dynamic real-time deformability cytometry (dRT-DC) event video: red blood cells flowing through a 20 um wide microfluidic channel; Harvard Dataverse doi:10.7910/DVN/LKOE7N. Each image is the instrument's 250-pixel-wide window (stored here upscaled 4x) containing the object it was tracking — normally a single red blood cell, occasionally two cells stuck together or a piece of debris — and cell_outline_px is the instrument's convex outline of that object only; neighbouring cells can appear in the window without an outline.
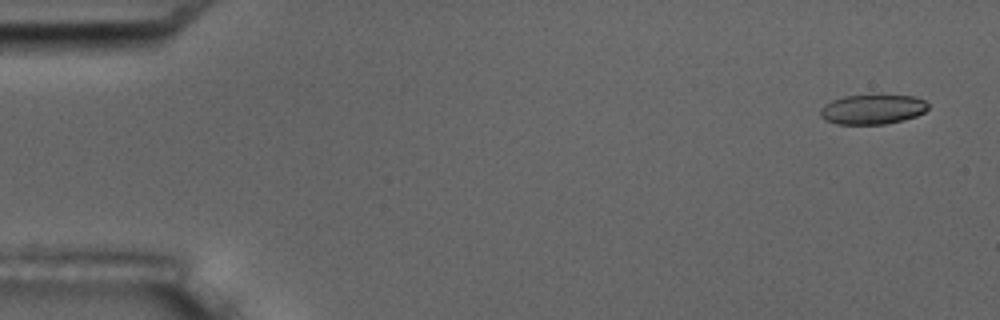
{"species": "common noctule bat (a hibernating species)", "species_latin": "Nyctalus noctula", "temperature_condition": "room temperature", "stored_images_in_passage": 5, "camera_frame_rate_fps": 3000, "um_per_image_px": 0.085, "animal": {"sex": "male", "body_mass_g": 17.5, "forearm_length_mm": 52.3}, "frame": {"image": 1, "passage_image": 1, "time_ms": 0.0, "image_size_px": [1000, 320], "cell_outline_px": [[928, 108], [924, 112], [916, 116], [904, 120], [884, 124], [836, 124], [824, 120], [820, 116], [820, 108], [824, 104], [832, 100], [844, 96], [916, 96], [924, 100], [928, 104]], "centroid_in_image_um": [74.14, 9.31], "position_along_channel_um": 10.9, "area_um2": 18.61}}
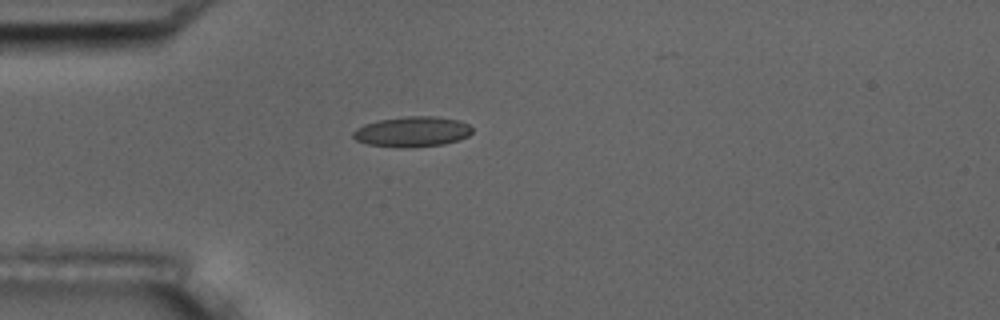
{"frame": {"image": 2, "passage_image": 5, "time_ms": 4.333, "image_size_px": [1000, 320], "cell_outline_px": [[472, 132], [468, 136], [460, 140], [444, 144], [404, 148], [400, 148], [368, 144], [356, 140], [352, 136], [352, 132], [356, 128], [364, 124], [380, 120], [404, 116], [436, 116], [460, 120], [468, 124], [472, 128]], "centroid_in_image_um": [35.05, 11.19], "position_along_channel_um": 50.0, "area_um2": 21.21}}